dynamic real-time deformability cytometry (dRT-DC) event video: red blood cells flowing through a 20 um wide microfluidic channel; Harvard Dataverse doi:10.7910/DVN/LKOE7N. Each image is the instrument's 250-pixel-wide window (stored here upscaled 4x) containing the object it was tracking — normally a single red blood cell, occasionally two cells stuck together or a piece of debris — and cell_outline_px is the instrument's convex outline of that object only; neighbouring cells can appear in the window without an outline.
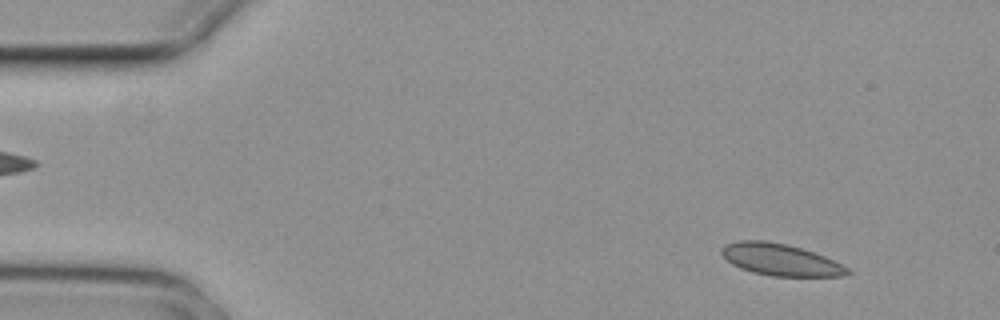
{"species": "common noctule bat (a hibernating species)", "species_latin": "Nyctalus noctula", "temperature_condition": "cold", "stored_images_in_passage": 4, "camera_frame_rate_fps": 3000, "um_per_image_px": 0.085, "animal": {"sex": "female", "body_mass_g": 29.2, "forearm_length_mm": 56.3}, "frame": {"image": 1, "passage_image": 1, "time_ms": 0.0, "image_size_px": [1000, 320], "cell_outline_px": [[852, 272], [844, 276], [772, 276], [752, 272], [740, 268], [732, 264], [720, 252], [720, 248], [724, 244], [736, 240], [764, 240], [788, 244], [824, 256], [848, 268]], "centroid_in_image_um": [66.29, 22.06], "position_along_channel_um": 18.7, "area_um2": 23.29}}
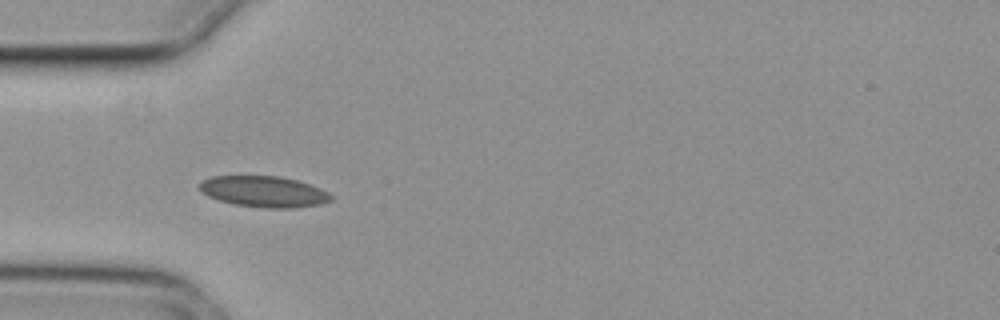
{"frame": {"image": 2, "passage_image": 4, "time_ms": 1.0, "image_size_px": [1000, 320], "cell_outline_px": [[332, 200], [320, 204], [292, 208], [264, 208], [232, 204], [208, 196], [200, 192], [196, 184], [200, 180], [212, 176], [280, 176], [296, 180], [320, 188], [328, 192], [332, 196]], "centroid_in_image_um": [22.36, 16.28], "position_along_channel_um": 62.6, "area_um2": 23.99}}